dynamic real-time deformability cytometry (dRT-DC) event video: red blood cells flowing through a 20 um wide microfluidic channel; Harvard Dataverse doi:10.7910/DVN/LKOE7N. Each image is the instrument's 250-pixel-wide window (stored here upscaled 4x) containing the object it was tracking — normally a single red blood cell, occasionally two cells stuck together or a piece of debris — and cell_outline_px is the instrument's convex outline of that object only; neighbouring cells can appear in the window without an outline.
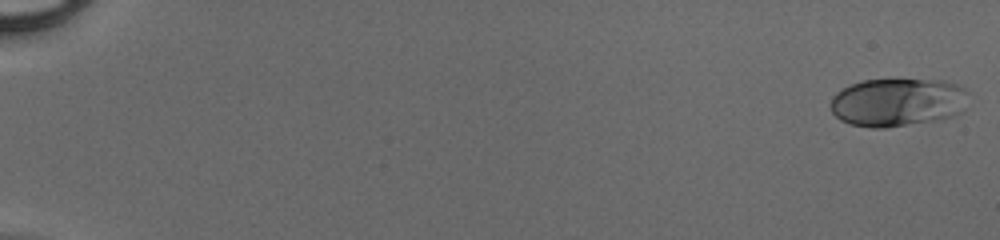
{"species": "human", "species_latin": "Homo sapiens", "temperature_condition": "cold", "stored_images_in_passage": 49, "camera_frame_rate_fps": 3000, "um_per_image_px": 0.085, "donor": {"sex": "male"}, "frame": {"image": 1, "passage_image": 1, "time_ms": 0.0, "image_size_px": [1000, 240], "cell_outline_px": [[968, 92], [964, 112], [940, 120], [884, 128], [872, 128], [848, 124], [840, 120], [832, 112], [828, 104], [832, 96], [836, 92], [860, 80], [944, 80], [956, 84], [964, 88]], "centroid_in_image_um": [76.29, 8.7], "position_along_channel_um": 8.7, "area_um2": 39.3}}
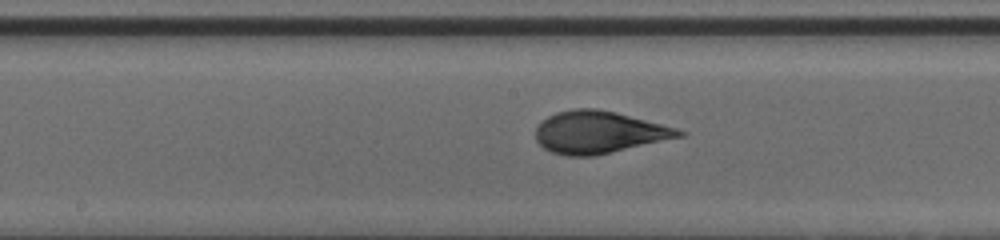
{"frame": {"image": 2, "passage_image": 28, "time_ms": 9.0, "image_size_px": [1000, 240], "cell_outline_px": [[688, 132], [684, 136], [596, 156], [564, 156], [552, 152], [544, 148], [536, 140], [536, 128], [548, 116], [556, 112], [572, 108], [596, 108], [616, 112], [676, 128]], "centroid_in_image_um": [50.91, 11.25], "position_along_channel_um": 197.3, "area_um2": 35.32}}
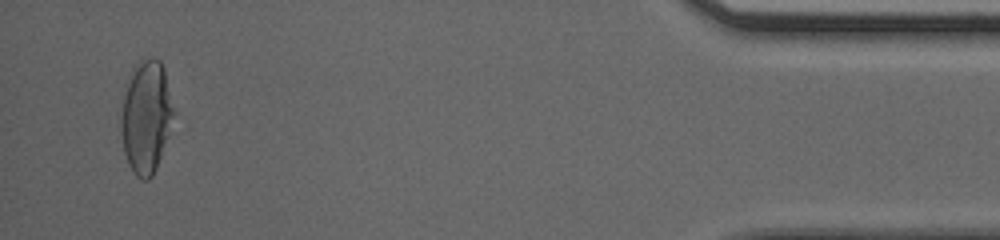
{"frame": {"image": 3, "passage_image": 48, "time_ms": 15.667, "image_size_px": [1000, 240], "cell_outline_px": [[172, 116], [168, 136], [156, 168], [152, 176], [148, 180], [140, 180], [132, 172], [128, 164], [124, 152], [120, 128], [120, 116], [128, 76], [132, 68], [140, 60], [152, 56], [160, 60], [164, 68], [172, 108]], "centroid_in_image_um": [12.37, 9.93], "position_along_channel_um": 422.8, "area_um2": 34.33}}